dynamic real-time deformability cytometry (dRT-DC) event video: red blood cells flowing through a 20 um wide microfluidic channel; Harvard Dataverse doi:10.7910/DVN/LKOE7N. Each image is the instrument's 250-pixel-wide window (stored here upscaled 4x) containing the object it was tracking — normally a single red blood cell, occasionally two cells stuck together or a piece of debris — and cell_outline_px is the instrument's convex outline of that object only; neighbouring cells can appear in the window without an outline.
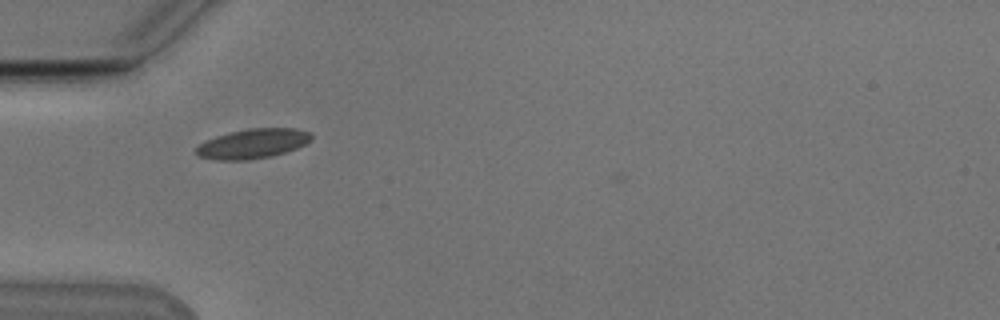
{"species": "Egyptian fruit bat (a non-hibernating species)", "species_latin": "Rousettus aegyptiacus", "temperature_condition": "cold", "stored_images_in_passage": 38, "camera_frame_rate_fps": 3000, "um_per_image_px": 0.085, "animal": {"sex": "male"}, "frame": {"image": 1, "passage_image": 6, "time_ms": 1.667, "image_size_px": [1000, 320], "cell_outline_px": [[312, 140], [296, 148], [284, 152], [268, 156], [244, 160], [216, 160], [196, 156], [196, 148], [200, 144], [216, 136], [228, 132], [248, 128], [296, 128], [312, 132]], "centroid_in_image_um": [21.49, 12.19], "position_along_channel_um": 63.5, "area_um2": 19.83}}
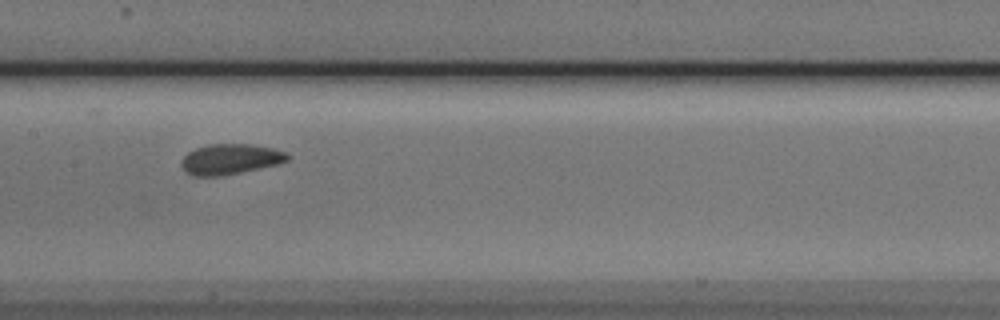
{"frame": {"image": 2, "passage_image": 16, "time_ms": 5.0, "image_size_px": [1000, 320], "cell_outline_px": [[292, 156], [288, 160], [280, 164], [220, 176], [192, 176], [180, 164], [180, 160], [188, 152], [196, 148], [208, 144], [252, 144], [272, 148], [288, 152]], "centroid_in_image_um": [19.61, 13.52], "position_along_channel_um": 187.8, "area_um2": 18.96}}
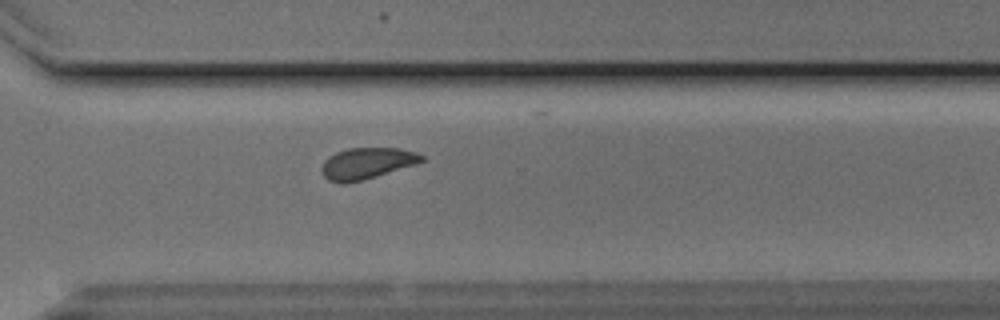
{"frame": {"image": 3, "passage_image": 28, "time_ms": 9.0, "image_size_px": [1000, 320], "cell_outline_px": [[424, 160], [416, 164], [360, 180], [344, 184], [340, 184], [328, 180], [324, 176], [320, 168], [324, 160], [328, 156], [336, 152], [348, 148], [400, 148], [416, 152], [424, 156]], "centroid_in_image_um": [31.14, 13.87], "position_along_channel_um": 339.5, "area_um2": 18.15}, "authors_computed_cell_mechanics": {"area_um2": 18.9295, "velocity_mm_per_s": 3.7926, "shape_relaxation_time_tau1_ms": 6.9952, "shape_relaxation_time_tau2_ms": 2.5027, "deformation_change_tau1": 0.1355, "deformation_change_tau2": 0.0568}}